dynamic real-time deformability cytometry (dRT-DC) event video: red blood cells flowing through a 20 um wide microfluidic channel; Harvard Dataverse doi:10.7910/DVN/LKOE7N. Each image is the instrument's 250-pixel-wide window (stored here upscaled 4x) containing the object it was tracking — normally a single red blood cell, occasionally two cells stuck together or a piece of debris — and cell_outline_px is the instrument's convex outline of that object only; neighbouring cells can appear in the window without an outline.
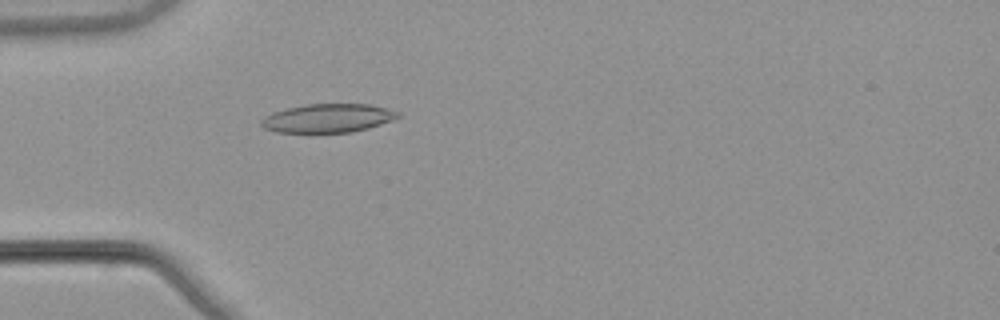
{"species": "common noctule bat (a hibernating species)", "species_latin": "Nyctalus noctula", "temperature_condition": "warm", "stored_images_in_passage": 52, "camera_frame_rate_fps": 3000, "um_per_image_px": 0.085, "animal": {"sex": "male", "body_mass_g": 21.5, "forearm_length_mm": 52.0}, "frame": {"image": 1, "passage_image": 16, "time_ms": 5.0, "image_size_px": [1000, 320], "cell_outline_px": [[400, 116], [392, 120], [368, 128], [352, 132], [276, 132], [264, 128], [260, 124], [260, 120], [264, 116], [272, 112], [304, 104], [372, 104], [400, 112]], "centroid_in_image_um": [27.85, 10.04], "position_along_channel_um": 57.1, "area_um2": 22.83}}
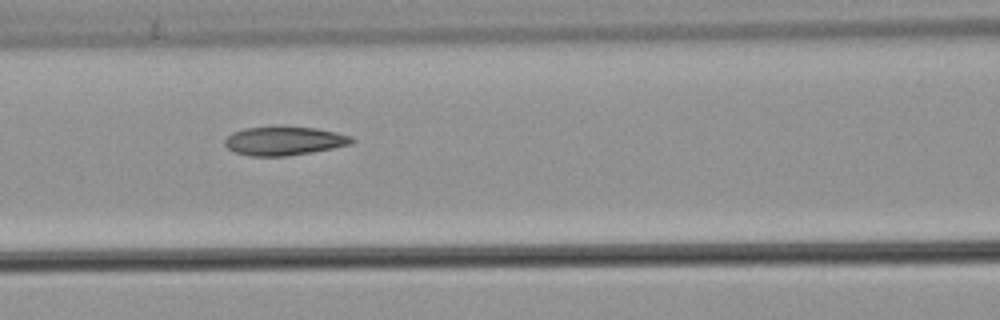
{"frame": {"image": 2, "passage_image": 23, "time_ms": 7.333, "image_size_px": [1000, 320], "cell_outline_px": [[356, 140], [352, 144], [312, 152], [288, 156], [252, 156], [232, 152], [224, 144], [224, 140], [232, 132], [244, 128], [272, 124], [280, 124], [316, 128], [336, 132], [352, 136]], "centroid_in_image_um": [24.13, 11.94], "position_along_channel_um": 142.5, "area_um2": 22.14}}
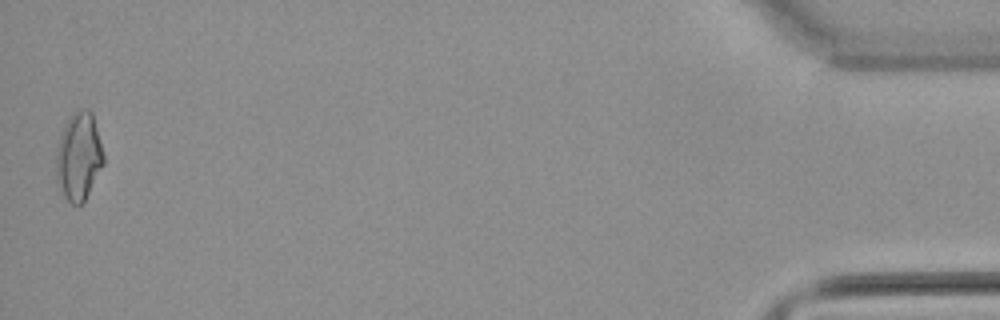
{"frame": {"image": 3, "passage_image": 52, "time_ms": 17.0, "image_size_px": [1000, 320], "cell_outline_px": [[104, 164], [84, 200], [80, 204], [72, 204], [64, 196], [56, 172], [56, 152], [60, 136], [64, 124], [68, 116], [80, 108], [88, 108], [92, 112], [104, 156]], "centroid_in_image_um": [6.7, 13.24], "position_along_channel_um": 428.5, "area_um2": 23.99}, "authors_computed_cell_mechanics": {"area_um2": 21.6172, "velocity_mm_per_s": 3.9103, "shape_relaxation_time_tau1_ms": null, "shape_relaxation_time_tau2_ms": 2.982, "deformation_change_tau1": null, "deformation_change_tau2": 0.1064}}